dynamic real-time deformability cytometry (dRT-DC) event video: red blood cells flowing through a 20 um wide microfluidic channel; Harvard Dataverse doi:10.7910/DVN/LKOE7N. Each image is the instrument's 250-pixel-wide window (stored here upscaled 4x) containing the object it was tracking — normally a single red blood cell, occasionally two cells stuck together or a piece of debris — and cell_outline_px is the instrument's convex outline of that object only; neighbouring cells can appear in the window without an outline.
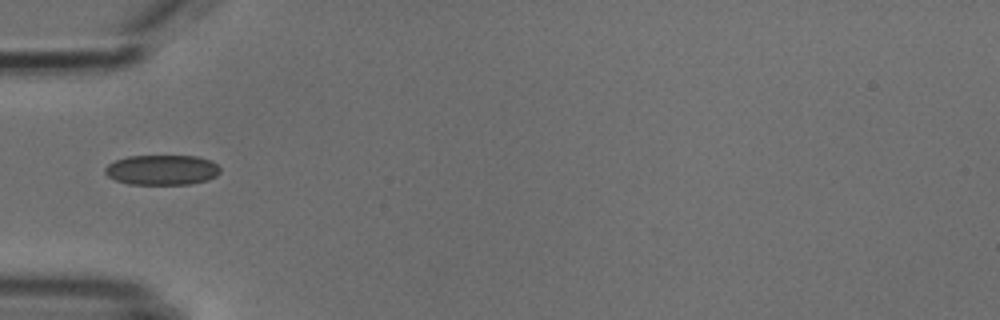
{"species": "common noctule bat (a hibernating species)", "species_latin": "Nyctalus noctula", "temperature_condition": "cold", "stored_images_in_passage": 6, "camera_frame_rate_fps": 3000, "um_per_image_px": 0.085, "animal": {"sex": "male", "body_mass_g": 18.8}, "frame": {"image": 1, "passage_image": 5, "time_ms": 5.667, "image_size_px": [1000, 320], "cell_outline_px": [[220, 172], [216, 176], [208, 180], [192, 184], [128, 184], [116, 180], [108, 176], [104, 172], [104, 168], [108, 164], [116, 160], [128, 156], [196, 156], [212, 160], [220, 168]], "centroid_in_image_um": [13.78, 14.44], "position_along_channel_um": 71.2, "area_um2": 20.29}}
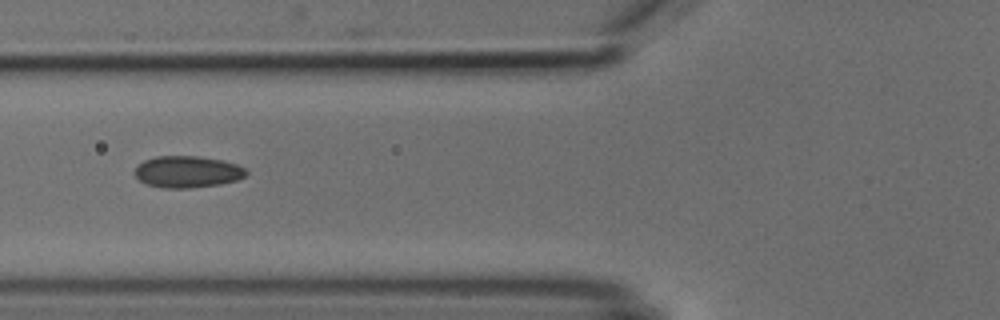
{"frame": {"image": 2, "passage_image": 6, "time_ms": 6.667, "image_size_px": [1000, 320], "cell_outline_px": [[248, 172], [244, 176], [236, 180], [220, 184], [192, 188], [164, 188], [148, 184], [140, 180], [132, 172], [136, 164], [144, 160], [156, 156], [196, 156], [224, 160], [236, 164], [244, 168]], "centroid_in_image_um": [15.89, 14.59], "position_along_channel_um": 109.9, "area_um2": 20.69}}